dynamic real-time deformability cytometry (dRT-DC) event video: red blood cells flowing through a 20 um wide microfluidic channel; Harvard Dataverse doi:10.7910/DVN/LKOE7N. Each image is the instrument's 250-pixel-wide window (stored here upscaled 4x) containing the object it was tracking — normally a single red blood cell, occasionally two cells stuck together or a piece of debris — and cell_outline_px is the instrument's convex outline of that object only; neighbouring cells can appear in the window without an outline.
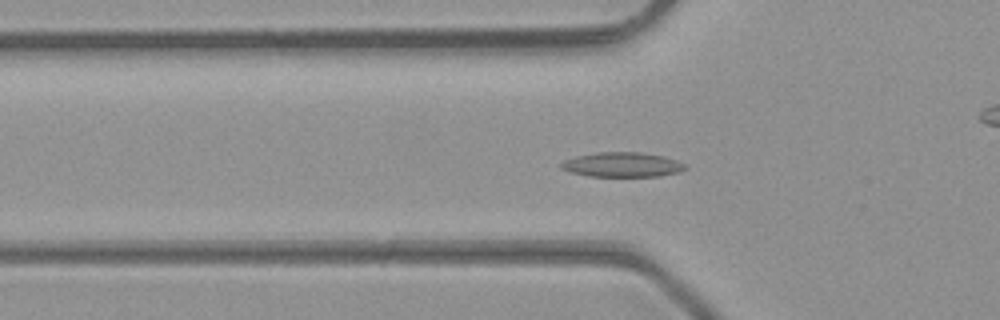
{"species": "common noctule bat (a hibernating species)", "species_latin": "Nyctalus noctula", "temperature_condition": "room temperature", "stored_images_in_passage": 50, "camera_frame_rate_fps": 3000, "um_per_image_px": 0.085, "animal": {"sex": "male", "body_mass_g": 23.1, "forearm_length_mm": 52.7}, "frame": {"image": 1, "passage_image": 17, "time_ms": 5.333, "image_size_px": [1000, 320], "cell_outline_px": [[688, 168], [680, 172], [660, 176], [588, 176], [568, 172], [560, 168], [560, 164], [564, 160], [576, 156], [596, 152], [640, 152], [664, 156], [688, 164]], "centroid_in_image_um": [52.91, 14.0], "position_along_channel_um": 72.9, "area_um2": 18.09}}
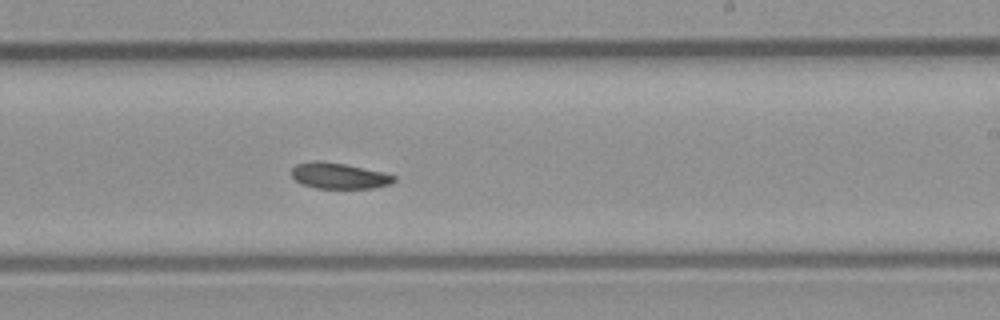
{"frame": {"image": 2, "passage_image": 30, "time_ms": 9.667, "image_size_px": [1000, 320], "cell_outline_px": [[396, 180], [392, 184], [372, 188], [316, 188], [300, 184], [292, 176], [292, 168], [296, 164], [316, 160], [320, 160], [344, 164], [384, 172], [396, 176]], "centroid_in_image_um": [28.83, 14.94], "position_along_channel_um": 260.2, "area_um2": 15.55}}
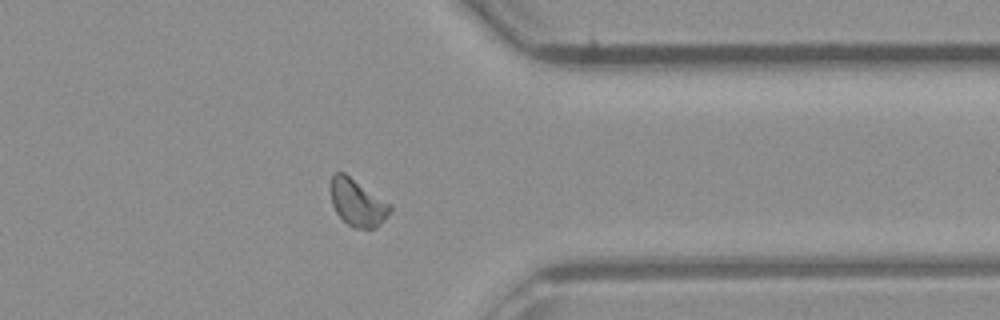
{"frame": {"image": 3, "passage_image": 39, "time_ms": 12.667, "image_size_px": [1000, 320], "cell_outline_px": [[392, 208], [388, 216], [376, 228], [352, 228], [336, 212], [332, 204], [332, 176], [336, 172], [344, 172], [392, 204]], "centroid_in_image_um": [30.43, 17.24], "position_along_channel_um": 381.0, "area_um2": 16.18}, "authors_computed_cell_mechanics": {"area_um2": 16.3285, "velocity_mm_per_s": 4.3033, "shape_relaxation_time_tau1_ms": 7.3152, "shape_relaxation_time_tau2_ms": null, "deformation_change_tau1": 0.133, "deformation_change_tau2": null}}